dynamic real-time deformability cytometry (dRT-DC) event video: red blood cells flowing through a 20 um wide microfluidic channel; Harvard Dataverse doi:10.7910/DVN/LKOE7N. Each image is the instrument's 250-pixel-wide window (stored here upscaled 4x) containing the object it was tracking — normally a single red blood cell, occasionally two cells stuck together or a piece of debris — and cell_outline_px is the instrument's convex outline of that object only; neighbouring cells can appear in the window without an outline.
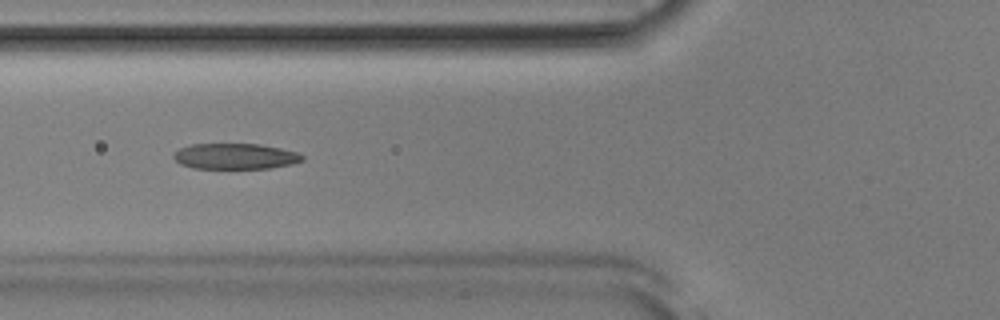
{"species": "Egyptian fruit bat (a non-hibernating species)", "species_latin": "Rousettus aegyptiacus", "temperature_condition": "room temperature", "stored_images_in_passage": 51, "camera_frame_rate_fps": 3000, "um_per_image_px": 0.085, "animal": {"sex": "male"}, "frame": {"image": 1, "passage_image": 19, "time_ms": 6.0, "image_size_px": [1000, 320], "cell_outline_px": [[304, 160], [292, 164], [272, 168], [192, 168], [180, 164], [172, 156], [180, 148], [192, 144], [260, 144], [280, 148], [296, 152], [304, 156]], "centroid_in_image_um": [20.01, 13.28], "position_along_channel_um": 105.8, "area_um2": 19.25}}
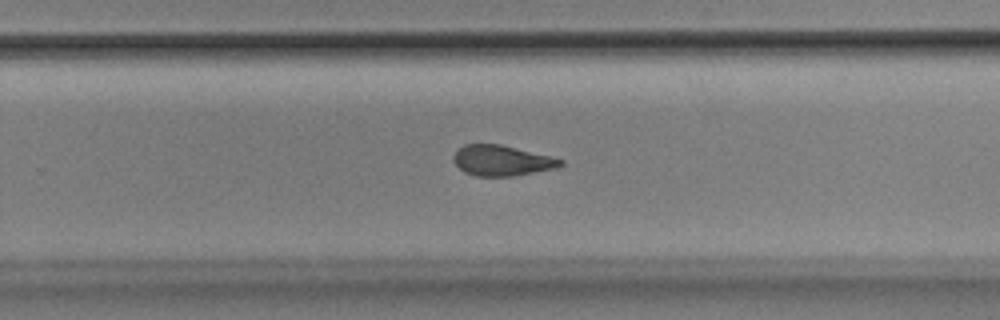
{"frame": {"image": 2, "passage_image": 33, "time_ms": 10.667, "image_size_px": [1000, 320], "cell_outline_px": [[564, 164], [556, 168], [512, 176], [476, 176], [464, 172], [452, 160], [452, 156], [456, 148], [464, 144], [500, 144], [564, 160]], "centroid_in_image_um": [42.59, 13.64], "position_along_channel_um": 287.2, "area_um2": 18.96}}
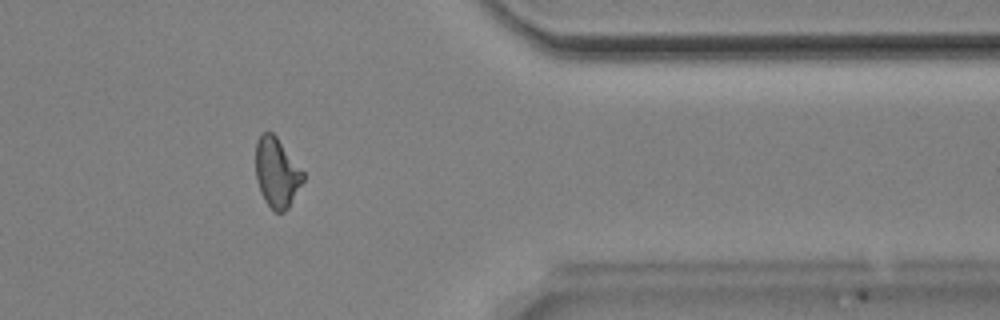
{"frame": {"image": 3, "passage_image": 42, "time_ms": 13.667, "image_size_px": [1000, 320], "cell_outline_px": [[304, 180], [288, 208], [284, 212], [276, 212], [264, 200], [260, 192], [256, 180], [256, 140], [264, 132], [272, 132], [276, 136], [304, 172]], "centroid_in_image_um": [23.52, 14.68], "position_along_channel_um": 387.9, "area_um2": 19.13}, "authors_computed_cell_mechanics": {"area_um2": 19.9988, "velocity_mm_per_s": 3.8955, "shape_relaxation_time_tau1_ms": 3.7174, "shape_relaxation_time_tau2_ms": 2.2271, "deformation_change_tau1": 0.1574, "deformation_change_tau2": 0.1043}}